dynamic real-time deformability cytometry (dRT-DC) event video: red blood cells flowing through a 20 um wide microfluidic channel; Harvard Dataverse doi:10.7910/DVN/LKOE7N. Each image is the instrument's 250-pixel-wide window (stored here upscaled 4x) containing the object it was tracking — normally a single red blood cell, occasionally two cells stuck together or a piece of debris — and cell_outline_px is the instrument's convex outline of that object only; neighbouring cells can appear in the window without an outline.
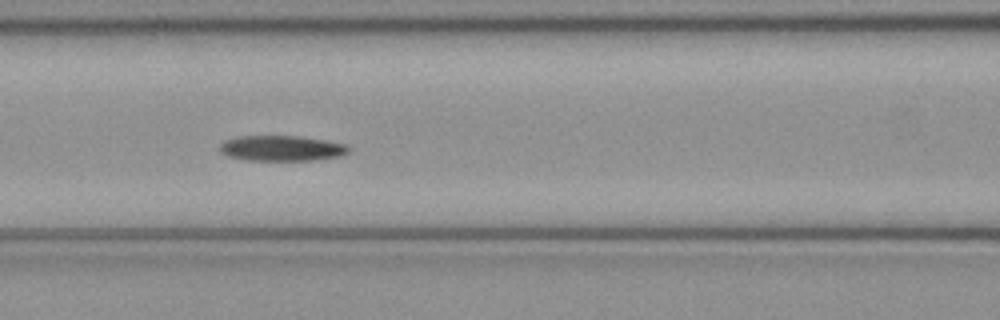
{"species": "common noctule bat (a hibernating species)", "species_latin": "Nyctalus noctula", "temperature_condition": "cold", "stored_images_in_passage": 50, "camera_frame_rate_fps": 3000, "um_per_image_px": 0.085, "animal": {"sex": "female", "body_mass_g": 21.9}, "frame": {"image": 1, "passage_image": 21, "time_ms": 6.667, "image_size_px": [1000, 320], "cell_outline_px": [[352, 148], [344, 156], [312, 160], [248, 160], [228, 156], [220, 152], [220, 144], [224, 140], [236, 136], [300, 136], [348, 144]], "centroid_in_image_um": [23.98, 12.6], "position_along_channel_um": 142.6, "area_um2": 19.31}}
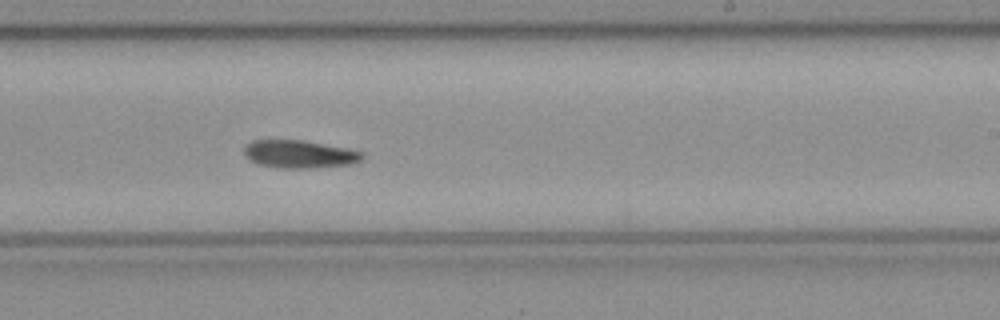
{"frame": {"image": 2, "passage_image": 30, "time_ms": 9.667, "image_size_px": [1000, 320], "cell_outline_px": [[364, 156], [360, 160], [352, 164], [316, 168], [276, 168], [256, 164], [248, 160], [244, 156], [244, 148], [252, 140], [304, 140], [348, 148], [360, 152]], "centroid_in_image_um": [25.41, 13.11], "position_along_channel_um": 263.6, "area_um2": 19.42}}
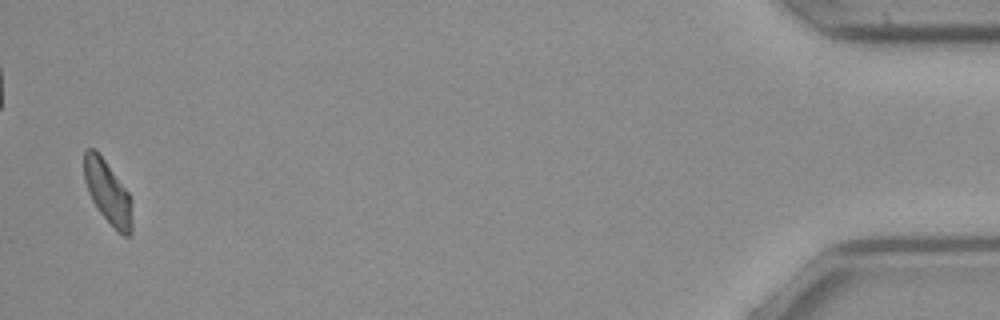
{"frame": {"image": 3, "passage_image": 49, "time_ms": 16.0, "image_size_px": [1000, 320], "cell_outline_px": [[132, 232], [128, 236], [124, 236], [100, 212], [92, 200], [88, 192], [84, 180], [84, 152], [88, 148], [96, 148], [128, 192], [132, 200]], "centroid_in_image_um": [9.16, 16.31], "position_along_channel_um": 426.0, "area_um2": 17.51}, "authors_computed_cell_mechanics": {"area_um2": 19.1029, "velocity_mm_per_s": 4.0449, "shape_relaxation_time_tau1_ms": 7.1053, "shape_relaxation_time_tau2_ms": null, "deformation_change_tau1": 0.1604, "deformation_change_tau2": null}}